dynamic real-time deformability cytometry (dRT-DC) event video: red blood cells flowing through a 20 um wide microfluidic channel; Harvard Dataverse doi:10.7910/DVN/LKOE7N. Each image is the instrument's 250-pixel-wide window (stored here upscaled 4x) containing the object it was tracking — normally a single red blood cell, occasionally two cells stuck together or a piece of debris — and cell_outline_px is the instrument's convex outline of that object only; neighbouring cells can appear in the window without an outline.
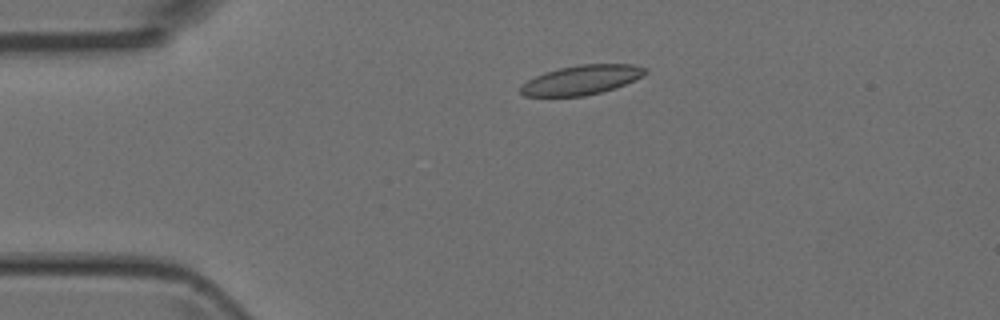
{"species": "Egyptian fruit bat (a non-hibernating species)", "species_latin": "Rousettus aegyptiacus", "temperature_condition": "room temperature", "stored_images_in_passage": 4, "camera_frame_rate_fps": 3000, "um_per_image_px": 0.085, "animal": {"sex": "female"}, "frame": {"image": 1, "passage_image": 3, "time_ms": 2.333, "image_size_px": [1000, 320], "cell_outline_px": [[648, 72], [616, 88], [584, 96], [524, 96], [520, 92], [520, 84], [544, 72], [560, 68], [580, 64], [632, 64], [648, 68]], "centroid_in_image_um": [49.4, 6.79], "position_along_channel_um": 35.6, "area_um2": 21.27}}